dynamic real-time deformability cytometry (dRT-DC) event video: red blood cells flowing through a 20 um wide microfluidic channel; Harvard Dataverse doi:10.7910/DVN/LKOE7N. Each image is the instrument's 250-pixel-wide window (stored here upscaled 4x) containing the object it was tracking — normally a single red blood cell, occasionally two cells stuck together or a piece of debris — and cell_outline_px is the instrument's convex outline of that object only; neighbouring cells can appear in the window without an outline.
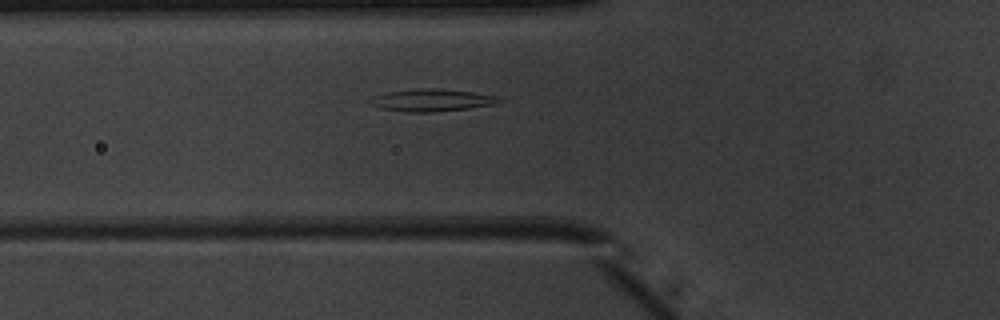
{"species": "common noctule bat (a hibernating species)", "species_latin": "Nyctalus noctula", "temperature_condition": "warm", "stored_images_in_passage": 37, "camera_frame_rate_fps": 3000, "um_per_image_px": 0.085, "animal": {"sex": "male", "body_mass_g": 20.1, "forearm_length_mm": 53.5}, "frame": {"image": 1, "passage_image": 7, "time_ms": 2.0, "image_size_px": [1000, 320], "cell_outline_px": [[504, 100], [496, 104], [468, 108], [432, 112], [408, 112], [380, 108], [372, 104], [368, 100], [372, 96], [388, 92], [420, 88], [440, 88], [472, 92], [500, 96]], "centroid_in_image_um": [36.74, 8.51], "position_along_channel_um": 89.1, "area_um2": 16.82}}
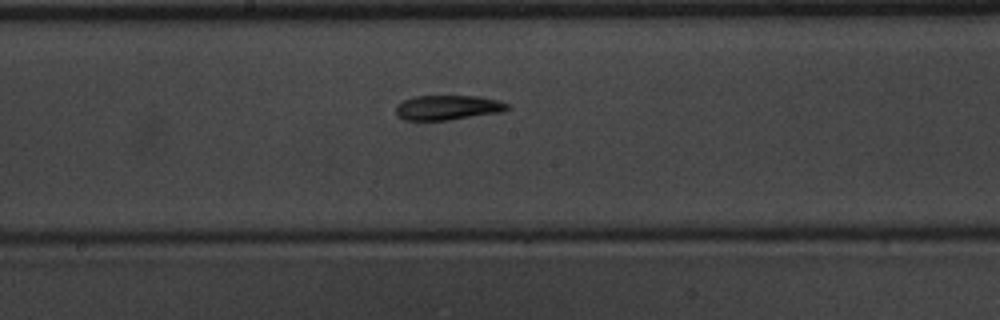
{"frame": {"image": 2, "passage_image": 16, "time_ms": 5.0, "image_size_px": [1000, 320], "cell_outline_px": [[512, 108], [504, 112], [448, 120], [404, 120], [396, 116], [396, 108], [404, 100], [416, 96], [480, 96], [496, 100], [508, 104]], "centroid_in_image_um": [38.1, 9.15], "position_along_channel_um": 210.1, "area_um2": 16.13}}
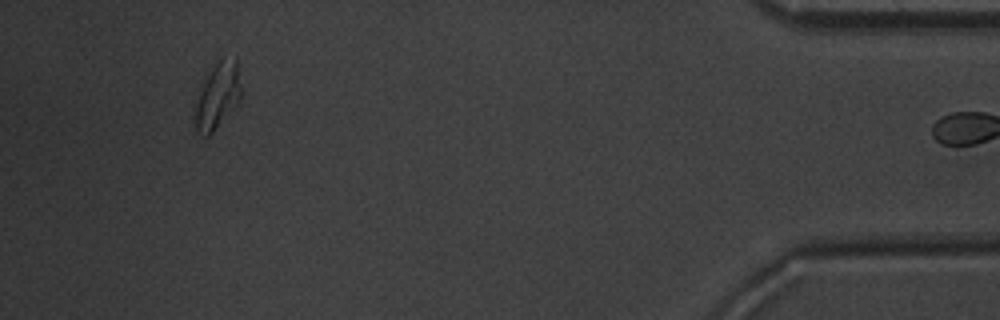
{"frame": {"image": 3, "passage_image": 36, "time_ms": 11.667, "image_size_px": [1000, 320], "cell_outline_px": [[244, 92], [240, 100], [212, 132], [208, 136], [200, 136], [196, 132], [192, 116], [204, 72], [224, 56], [236, 56]], "centroid_in_image_um": [18.48, 8.07], "position_along_channel_um": 416.7, "area_um2": 18.9}}